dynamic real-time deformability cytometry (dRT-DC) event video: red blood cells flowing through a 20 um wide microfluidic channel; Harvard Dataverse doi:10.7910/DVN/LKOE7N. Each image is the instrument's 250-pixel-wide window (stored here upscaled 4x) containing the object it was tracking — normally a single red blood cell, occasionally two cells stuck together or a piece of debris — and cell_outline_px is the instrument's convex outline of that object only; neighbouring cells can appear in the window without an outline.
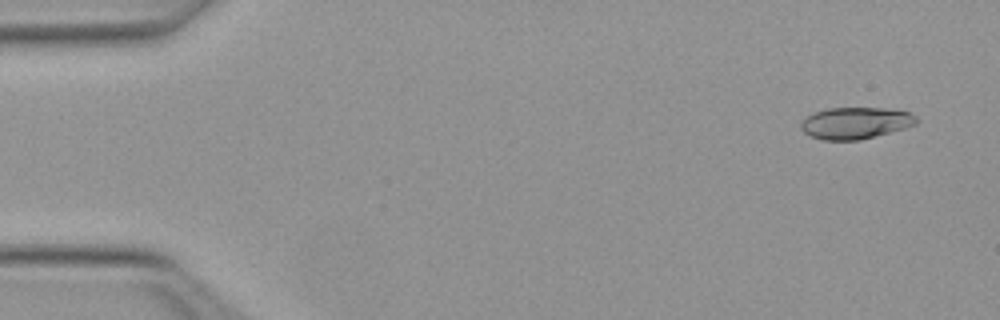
{"species": "Egyptian fruit bat (a non-hibernating species)", "species_latin": "Rousettus aegyptiacus", "temperature_condition": "warm", "stored_images_in_passage": 8, "camera_frame_rate_fps": 3000, "um_per_image_px": 0.085, "animal": {"sex": "female"}, "frame": {"image": 1, "passage_image": 3, "time_ms": 0.667, "image_size_px": [1000, 320], "cell_outline_px": [[920, 120], [916, 124], [904, 128], [860, 140], [824, 140], [812, 136], [804, 132], [800, 128], [800, 124], [808, 116], [816, 112], [828, 108], [900, 108], [916, 116]], "centroid_in_image_um": [72.77, 10.44], "position_along_channel_um": 12.2, "area_um2": 21.33}}